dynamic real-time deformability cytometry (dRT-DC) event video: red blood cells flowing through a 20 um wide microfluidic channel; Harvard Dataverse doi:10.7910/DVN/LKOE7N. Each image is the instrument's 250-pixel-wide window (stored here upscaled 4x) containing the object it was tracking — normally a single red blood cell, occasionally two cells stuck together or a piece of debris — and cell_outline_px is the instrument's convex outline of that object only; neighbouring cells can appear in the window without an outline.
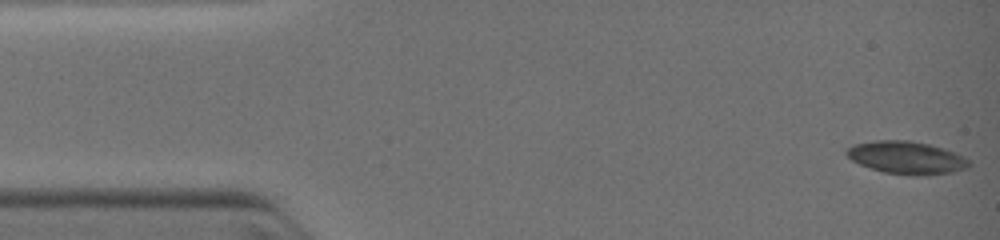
{"species": "common noctule bat (a hibernating species)", "species_latin": "Nyctalus noctula", "temperature_condition": "warm", "stored_images_in_passage": 45, "camera_frame_rate_fps": 3000, "um_per_image_px": 0.085, "animal": {"sex": "female", "body_mass_g": 19.0, "forearm_length_mm": 51.5}, "frame": {"image": 1, "passage_image": 1, "time_ms": 0.0, "image_size_px": [1000, 240], "cell_outline_px": [[972, 164], [968, 168], [952, 172], [924, 176], [884, 172], [860, 164], [852, 160], [844, 152], [848, 148], [856, 144], [876, 140], [908, 140], [928, 144], [944, 148], [968, 160]], "centroid_in_image_um": [77.06, 13.4], "position_along_channel_um": 7.9, "area_um2": 23.0}}
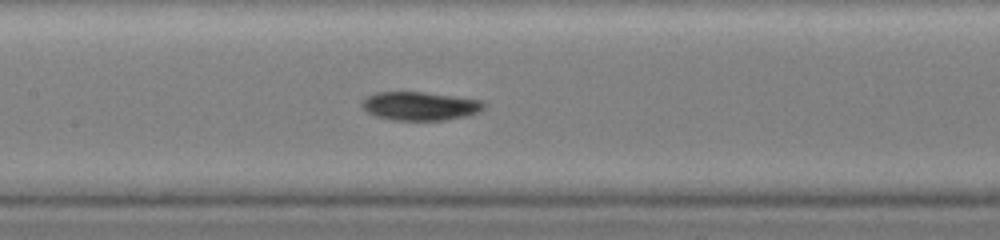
{"frame": {"image": 2, "passage_image": 19, "time_ms": 5.667, "image_size_px": [1000, 240], "cell_outline_px": [[484, 108], [480, 112], [468, 116], [444, 120], [392, 120], [376, 116], [368, 112], [360, 104], [368, 96], [376, 92], [424, 92], [484, 100]], "centroid_in_image_um": [35.74, 9.01], "position_along_channel_um": 171.7, "area_um2": 20.35}}
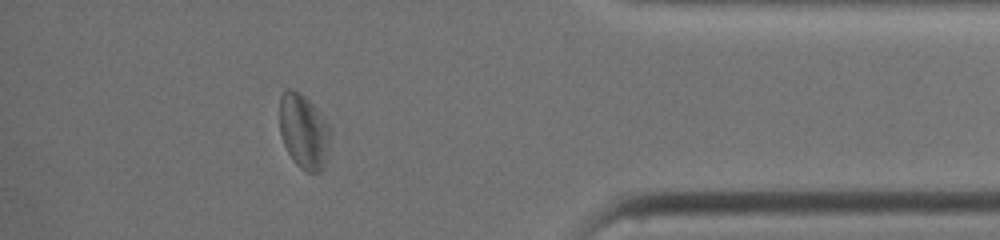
{"frame": {"image": 3, "passage_image": 38, "time_ms": 11.0, "image_size_px": [1000, 240], "cell_outline_px": [[332, 132], [324, 168], [320, 172], [308, 172], [300, 168], [292, 160], [284, 144], [280, 132], [280, 96], [288, 88], [292, 88], [300, 92], [324, 116]], "centroid_in_image_um": [25.84, 11.17], "position_along_channel_um": 409.4, "area_um2": 22.31}}